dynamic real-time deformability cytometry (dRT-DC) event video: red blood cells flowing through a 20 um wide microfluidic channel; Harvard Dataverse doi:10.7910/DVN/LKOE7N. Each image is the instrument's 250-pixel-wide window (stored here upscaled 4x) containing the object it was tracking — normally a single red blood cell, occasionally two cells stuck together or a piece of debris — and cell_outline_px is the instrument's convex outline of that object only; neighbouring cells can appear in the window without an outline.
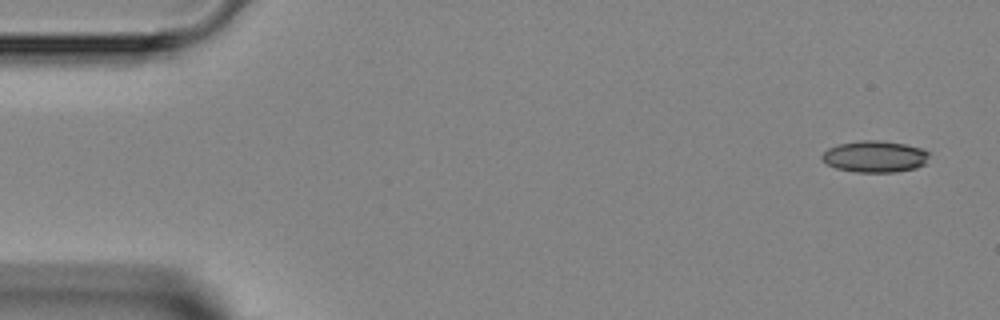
{"species": "Egyptian fruit bat (a non-hibernating species)", "species_latin": "Rousettus aegyptiacus", "temperature_condition": "room temperature", "stored_images_in_passage": 5, "camera_frame_rate_fps": 3000, "um_per_image_px": 0.085, "animal": {"sex": "female"}, "frame": {"image": 1, "passage_image": 1, "time_ms": 0.0, "image_size_px": [1000, 320], "cell_outline_px": [[928, 156], [924, 164], [916, 168], [896, 172], [856, 172], [836, 168], [828, 164], [820, 156], [828, 148], [840, 144], [860, 140], [880, 140], [904, 144], [920, 148], [928, 152]], "centroid_in_image_um": [74.35, 13.31], "position_along_channel_um": 10.6, "area_um2": 19.54}}
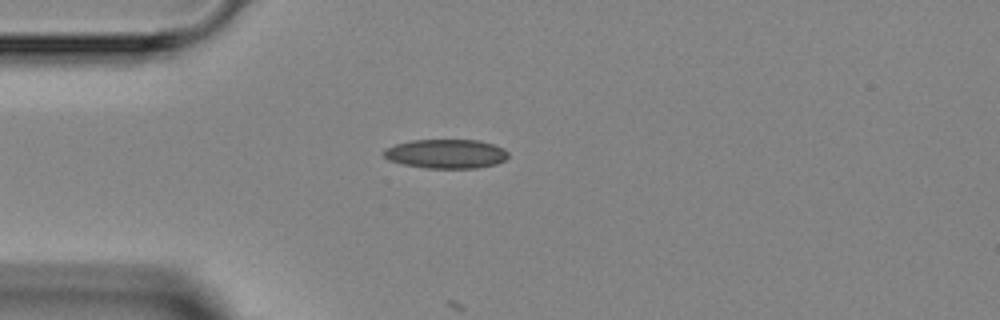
{"frame": {"image": 2, "passage_image": 4, "time_ms": 3.333, "image_size_px": [1000, 320], "cell_outline_px": [[508, 156], [504, 160], [496, 164], [476, 168], [424, 168], [404, 164], [388, 160], [384, 156], [384, 148], [396, 144], [412, 140], [480, 140], [504, 148], [508, 152]], "centroid_in_image_um": [37.92, 13.07], "position_along_channel_um": 47.1, "area_um2": 21.15}}